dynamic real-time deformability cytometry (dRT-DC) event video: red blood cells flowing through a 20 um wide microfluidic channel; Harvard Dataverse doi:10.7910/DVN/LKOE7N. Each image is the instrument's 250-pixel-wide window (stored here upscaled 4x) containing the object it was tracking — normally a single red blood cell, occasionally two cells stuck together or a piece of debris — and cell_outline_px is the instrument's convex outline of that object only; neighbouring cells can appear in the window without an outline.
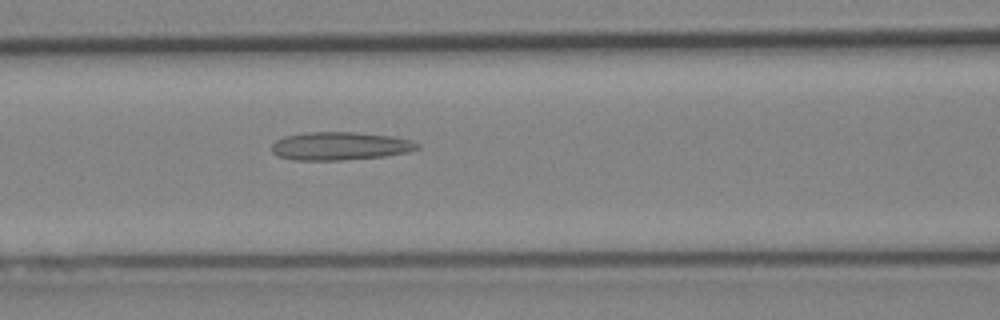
{"species": "Egyptian fruit bat (a non-hibernating species)", "species_latin": "Rousettus aegyptiacus", "temperature_condition": "cold", "stored_images_in_passage": 30, "camera_frame_rate_fps": 3000, "um_per_image_px": 0.085, "animal": {"sex": "female"}, "frame": {"image": 1, "passage_image": 8, "time_ms": 2.333, "image_size_px": [1000, 320], "cell_outline_px": [[420, 148], [408, 152], [384, 156], [340, 160], [296, 160], [280, 156], [272, 152], [272, 144], [276, 140], [284, 136], [308, 132], [356, 132], [392, 136], [412, 140], [420, 144]], "centroid_in_image_um": [28.93, 12.4], "position_along_channel_um": 137.7, "area_um2": 23.87}}
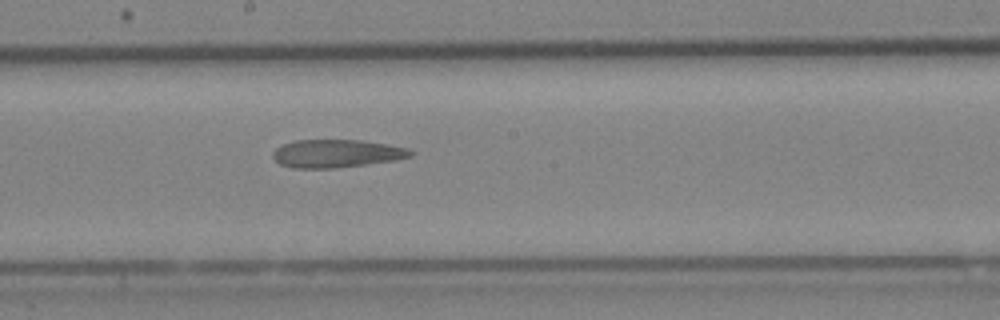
{"frame": {"image": 2, "passage_image": 14, "time_ms": 4.333, "image_size_px": [1000, 320], "cell_outline_px": [[416, 152], [412, 156], [396, 160], [332, 168], [292, 168], [280, 164], [272, 156], [272, 152], [276, 148], [284, 144], [296, 140], [360, 140], [388, 144], [408, 148]], "centroid_in_image_um": [28.63, 13.04], "position_along_channel_um": 219.6, "area_um2": 22.43}}
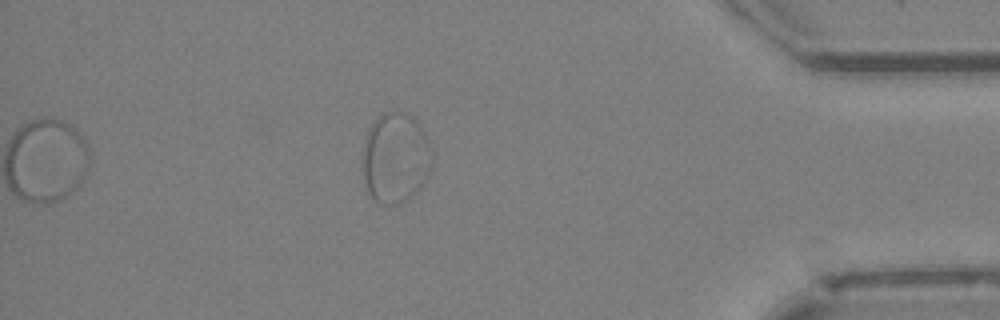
{"frame": {"image": 3, "passage_image": 30, "time_ms": 9.667, "image_size_px": [1000, 320], "cell_outline_px": [[432, 168], [420, 188], [408, 200], [400, 204], [380, 204], [368, 192], [364, 176], [364, 140], [372, 124], [384, 112], [404, 112], [412, 116], [420, 124], [432, 148]], "centroid_in_image_um": [33.66, 13.43], "position_along_channel_um": 401.5, "area_um2": 36.53}}